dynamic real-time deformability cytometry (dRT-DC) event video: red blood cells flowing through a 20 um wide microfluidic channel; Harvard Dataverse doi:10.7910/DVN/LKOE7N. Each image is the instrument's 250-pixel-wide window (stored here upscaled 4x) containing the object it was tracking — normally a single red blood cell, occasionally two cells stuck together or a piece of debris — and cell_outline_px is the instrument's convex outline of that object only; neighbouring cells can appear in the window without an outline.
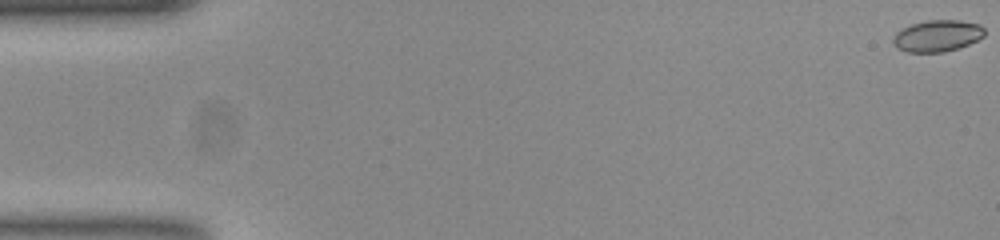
{"species": "common noctule bat (a hibernating species)", "species_latin": "Nyctalus noctula", "temperature_condition": "room temperature", "stored_images_in_passage": 55, "camera_frame_rate_fps": 3000, "um_per_image_px": 0.085, "animal": {"sex": "female", "body_mass_g": 23.0, "forearm_length_mm": 53.4}, "frame": {"image": 1, "passage_image": 1, "time_ms": 0.0, "image_size_px": [1000, 240], "cell_outline_px": [[984, 36], [960, 48], [944, 52], [908, 52], [896, 48], [892, 44], [892, 40], [896, 32], [900, 28], [924, 20], [960, 20], [980, 24], [984, 28]], "centroid_in_image_um": [79.64, 3.04], "position_along_channel_um": 5.4, "area_um2": 17.05}}
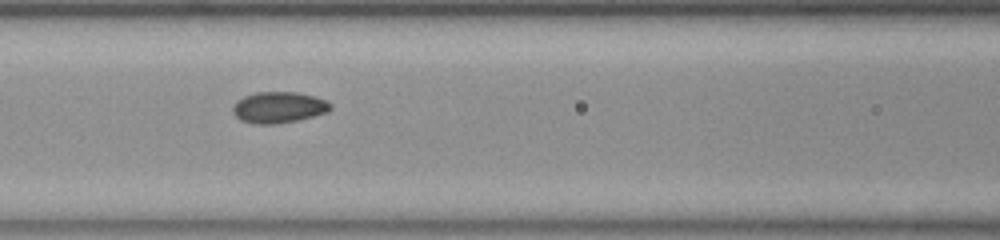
{"frame": {"image": 2, "passage_image": 24, "time_ms": 7.667, "image_size_px": [1000, 240], "cell_outline_px": [[332, 108], [328, 112], [296, 120], [276, 124], [256, 124], [240, 120], [232, 112], [232, 108], [236, 100], [244, 96], [256, 92], [296, 92], [328, 100], [332, 104]], "centroid_in_image_um": [23.68, 9.12], "position_along_channel_um": 142.9, "area_um2": 17.8}}
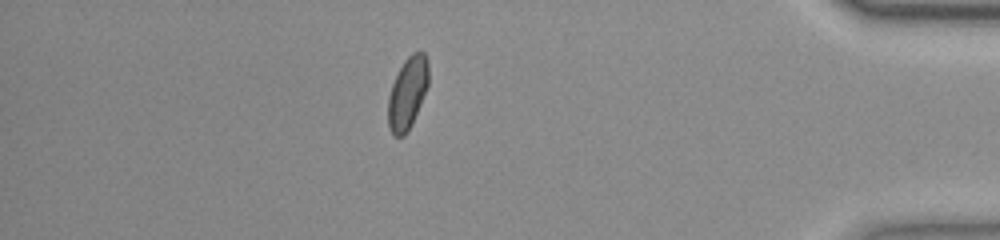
{"frame": {"image": 3, "passage_image": 48, "time_ms": 15.667, "image_size_px": [1000, 240], "cell_outline_px": [[428, 84], [412, 124], [404, 136], [396, 136], [388, 128], [388, 96], [392, 84], [404, 60], [412, 52], [424, 52], [428, 60]], "centroid_in_image_um": [34.63, 7.9], "position_along_channel_um": 400.6, "area_um2": 16.82}, "authors_computed_cell_mechanics": {"area_um2": 17.1088, "velocity_mm_per_s": 3.7667, "shape_relaxation_time_tau1_ms": 6.1742, "shape_relaxation_time_tau2_ms": 0.8198, "deformation_change_tau1": 0.1265, "deformation_change_tau2": 0.0287}}